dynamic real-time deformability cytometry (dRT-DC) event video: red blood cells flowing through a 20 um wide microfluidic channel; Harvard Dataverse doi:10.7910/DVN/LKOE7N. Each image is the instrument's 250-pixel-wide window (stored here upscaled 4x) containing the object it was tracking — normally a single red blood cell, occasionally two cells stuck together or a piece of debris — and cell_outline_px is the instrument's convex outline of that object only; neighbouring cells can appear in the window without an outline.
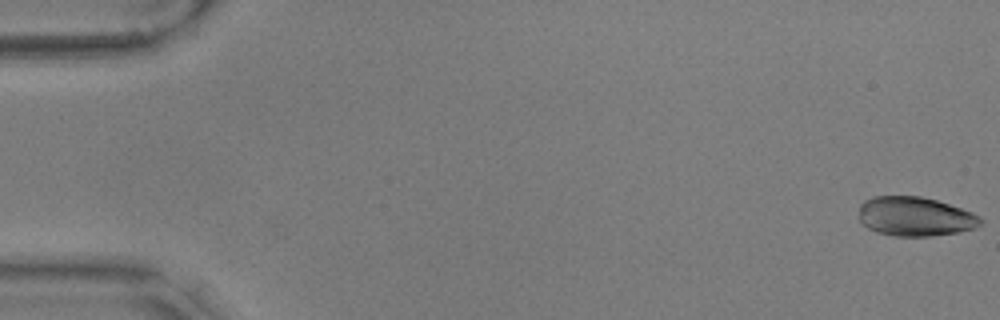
{"species": "common noctule bat (a hibernating species)", "species_latin": "Nyctalus noctula", "temperature_condition": "warm", "stored_images_in_passage": 16, "camera_frame_rate_fps": 3000, "um_per_image_px": 0.085, "animal": {"sex": "male", "body_mass_g": 17.9, "forearm_length_mm": 54.2}, "frame": {"image": 1, "passage_image": 1, "time_ms": 0.0, "image_size_px": [1000, 320], "cell_outline_px": [[984, 220], [976, 228], [960, 232], [932, 236], [892, 236], [876, 232], [868, 228], [860, 220], [860, 204], [864, 200], [872, 196], [920, 196], [936, 200], [972, 212], [980, 216]], "centroid_in_image_um": [77.79, 18.41], "position_along_channel_um": 7.2, "area_um2": 27.98}}